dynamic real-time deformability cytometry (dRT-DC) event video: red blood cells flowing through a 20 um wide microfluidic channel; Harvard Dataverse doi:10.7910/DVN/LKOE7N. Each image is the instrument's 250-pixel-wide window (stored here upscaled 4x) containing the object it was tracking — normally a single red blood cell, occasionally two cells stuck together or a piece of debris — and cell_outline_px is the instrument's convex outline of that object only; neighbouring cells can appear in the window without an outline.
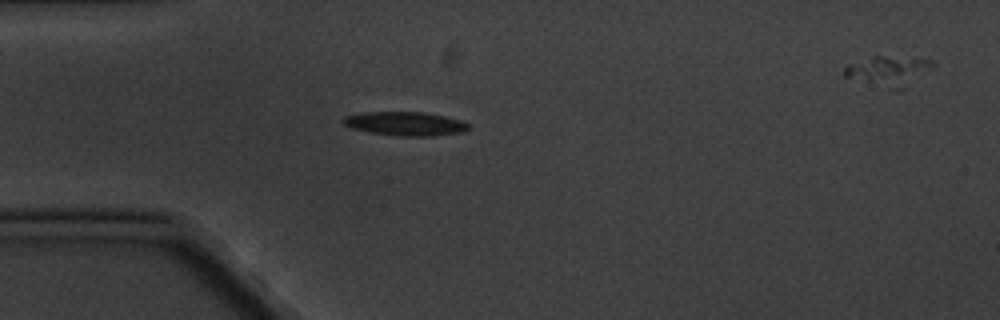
{"species": "common noctule bat (a hibernating species)", "species_latin": "Nyctalus noctula", "temperature_condition": "cold", "stored_images_in_passage": 3, "camera_frame_rate_fps": 3000, "um_per_image_px": 0.085, "animal": {"sex": "male", "body_mass_g": 20.1, "forearm_length_mm": 53.5}, "frame": {"image": 1, "passage_image": 1, "time_ms": 0.0, "image_size_px": [1000, 320], "cell_outline_px": [[468, 128], [464, 132], [432, 136], [396, 136], [372, 132], [352, 128], [344, 124], [340, 120], [344, 116], [360, 112], [420, 112], [444, 116], [460, 120], [468, 124]], "centroid_in_image_um": [34.41, 10.51], "position_along_channel_um": 50.6, "area_um2": 17.34}}